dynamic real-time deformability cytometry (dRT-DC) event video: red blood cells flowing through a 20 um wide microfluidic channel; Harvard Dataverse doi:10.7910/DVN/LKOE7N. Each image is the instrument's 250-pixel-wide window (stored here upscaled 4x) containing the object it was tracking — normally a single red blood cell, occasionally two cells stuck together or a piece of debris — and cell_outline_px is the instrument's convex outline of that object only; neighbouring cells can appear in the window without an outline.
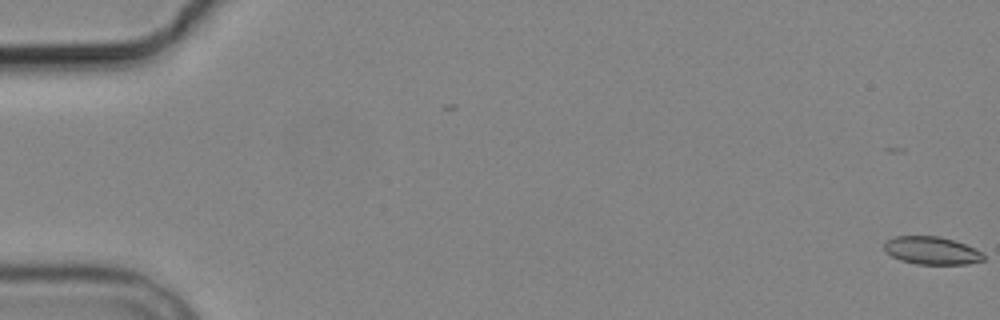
{"species": "common noctule bat (a hibernating species)", "species_latin": "Nyctalus noctula", "temperature_condition": "cold", "stored_images_in_passage": 5, "camera_frame_rate_fps": 3000, "um_per_image_px": 0.085, "animal": {"sex": "male", "body_mass_g": 19.2, "forearm_length_mm": 51.8}, "frame": {"image": 1, "passage_image": 1, "time_ms": 0.0, "image_size_px": [1000, 320], "cell_outline_px": [[984, 260], [968, 264], [916, 264], [900, 260], [892, 256], [884, 248], [884, 244], [888, 240], [896, 236], [940, 236], [964, 244], [980, 252], [984, 256]], "centroid_in_image_um": [79.18, 21.3], "position_along_channel_um": 5.8, "area_um2": 15.84}}